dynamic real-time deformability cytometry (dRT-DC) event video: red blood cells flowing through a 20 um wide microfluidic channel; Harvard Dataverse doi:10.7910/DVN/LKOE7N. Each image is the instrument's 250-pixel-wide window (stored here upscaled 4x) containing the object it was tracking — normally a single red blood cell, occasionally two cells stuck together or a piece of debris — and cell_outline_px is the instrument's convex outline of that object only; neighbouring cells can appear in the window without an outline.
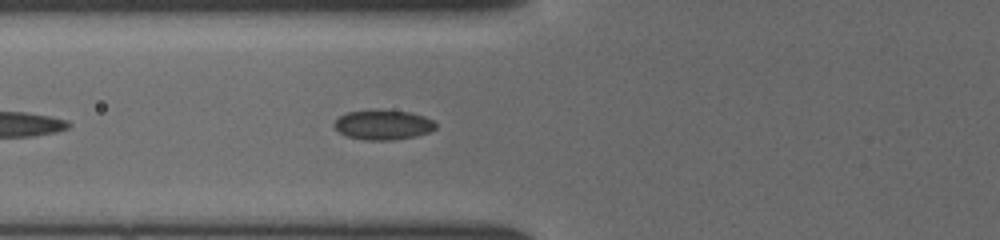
{"species": "common noctule bat (a hibernating species)", "species_latin": "Nyctalus noctula", "temperature_condition": "cold", "stored_images_in_passage": 10, "camera_frame_rate_fps": 3000, "um_per_image_px": 0.085, "animal": {"sex": "female", "body_mass_g": 19.5, "forearm_length_mm": 54.1}, "frame": {"image": 1, "passage_image": 6, "time_ms": 1.667, "image_size_px": [1000, 240], "cell_outline_px": [[436, 128], [428, 132], [416, 136], [392, 140], [364, 140], [348, 136], [340, 132], [332, 124], [340, 116], [348, 112], [368, 108], [380, 108], [412, 112], [424, 116], [432, 120], [436, 124]], "centroid_in_image_um": [32.56, 10.57], "position_along_channel_um": 93.2, "area_um2": 18.03}}